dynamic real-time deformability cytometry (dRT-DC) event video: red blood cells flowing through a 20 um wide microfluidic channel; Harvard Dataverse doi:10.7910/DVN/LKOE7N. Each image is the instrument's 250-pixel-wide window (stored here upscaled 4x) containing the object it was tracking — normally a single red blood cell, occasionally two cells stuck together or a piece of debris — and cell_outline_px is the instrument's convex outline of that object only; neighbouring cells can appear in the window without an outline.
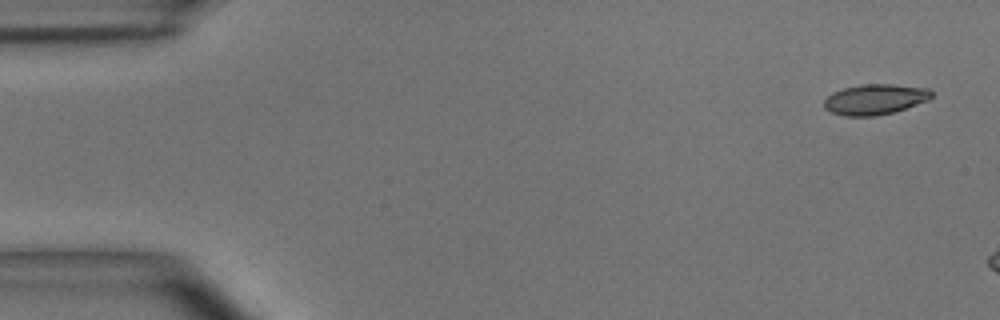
{"species": "common noctule bat (a hibernating species)", "species_latin": "Nyctalus noctula", "temperature_condition": "room temperature", "stored_images_in_passage": 4, "camera_frame_rate_fps": 3000, "um_per_image_px": 0.085, "animal": {"sex": "male", "body_mass_g": 15.6}, "frame": {"image": 1, "passage_image": 1, "time_ms": 0.0, "image_size_px": [1000, 320], "cell_outline_px": [[932, 96], [928, 100], [892, 112], [876, 116], [844, 116], [832, 112], [824, 108], [824, 100], [832, 92], [844, 88], [860, 84], [892, 84], [928, 88], [932, 92]], "centroid_in_image_um": [74.35, 8.44], "position_along_channel_um": 10.7, "area_um2": 18.96}}